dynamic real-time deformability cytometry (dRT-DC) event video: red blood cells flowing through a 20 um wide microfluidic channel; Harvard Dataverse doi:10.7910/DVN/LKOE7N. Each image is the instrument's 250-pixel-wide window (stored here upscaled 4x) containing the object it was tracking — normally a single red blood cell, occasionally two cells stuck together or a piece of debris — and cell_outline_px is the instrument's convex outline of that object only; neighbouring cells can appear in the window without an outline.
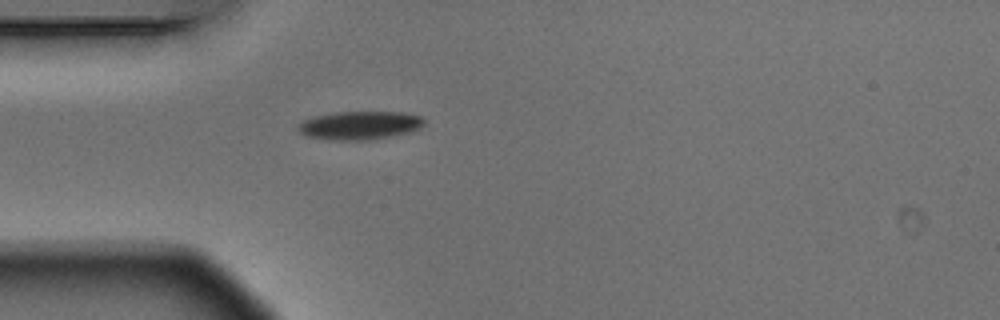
{"species": "Egyptian fruit bat (a non-hibernating species)", "species_latin": "Rousettus aegyptiacus", "temperature_condition": "warm", "stored_images_in_passage": 1, "camera_frame_rate_fps": 3000, "um_per_image_px": 0.085, "animal": {"sex": "male"}, "frame": {"image": 1, "passage_image": 1, "time_ms": 0.0, "image_size_px": [1000, 320], "cell_outline_px": [[424, 124], [408, 132], [372, 140], [332, 140], [308, 136], [300, 132], [296, 128], [304, 120], [316, 116], [336, 112], [404, 112], [420, 116], [424, 120]], "centroid_in_image_um": [30.57, 10.65], "position_along_channel_um": 54.4, "area_um2": 20.58}}